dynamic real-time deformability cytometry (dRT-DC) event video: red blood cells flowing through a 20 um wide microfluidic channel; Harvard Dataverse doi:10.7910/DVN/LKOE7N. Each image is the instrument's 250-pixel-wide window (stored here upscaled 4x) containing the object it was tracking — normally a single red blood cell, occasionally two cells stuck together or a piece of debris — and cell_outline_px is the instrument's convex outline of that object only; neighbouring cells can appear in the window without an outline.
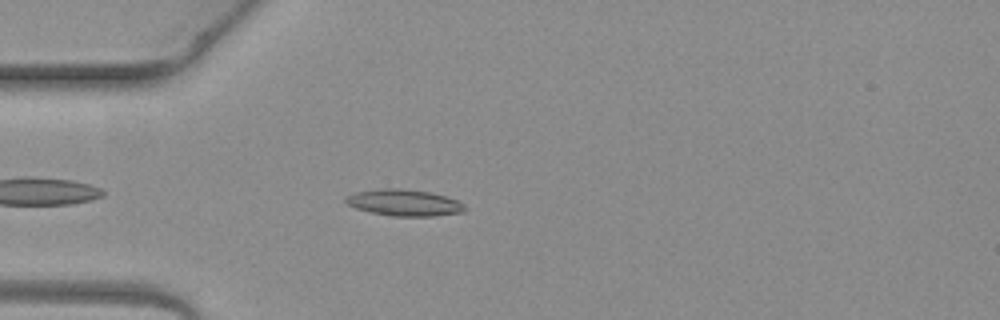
{"species": "common noctule bat (a hibernating species)", "species_latin": "Nyctalus noctula", "temperature_condition": "warm", "stored_images_in_passage": 2, "camera_frame_rate_fps": 3000, "um_per_image_px": 0.085, "animal": {"sex": "female", "body_mass_g": 19.3, "forearm_length_mm": 54.1}, "frame": {"image": 1, "passage_image": 2, "time_ms": 0.333, "image_size_px": [1000, 320], "cell_outline_px": [[468, 208], [464, 212], [436, 216], [392, 216], [372, 212], [356, 208], [348, 204], [344, 200], [348, 196], [356, 192], [380, 188], [400, 188], [432, 192], [456, 200], [464, 204]], "centroid_in_image_um": [34.4, 17.23], "position_along_channel_um": 50.6, "area_um2": 18.38}}